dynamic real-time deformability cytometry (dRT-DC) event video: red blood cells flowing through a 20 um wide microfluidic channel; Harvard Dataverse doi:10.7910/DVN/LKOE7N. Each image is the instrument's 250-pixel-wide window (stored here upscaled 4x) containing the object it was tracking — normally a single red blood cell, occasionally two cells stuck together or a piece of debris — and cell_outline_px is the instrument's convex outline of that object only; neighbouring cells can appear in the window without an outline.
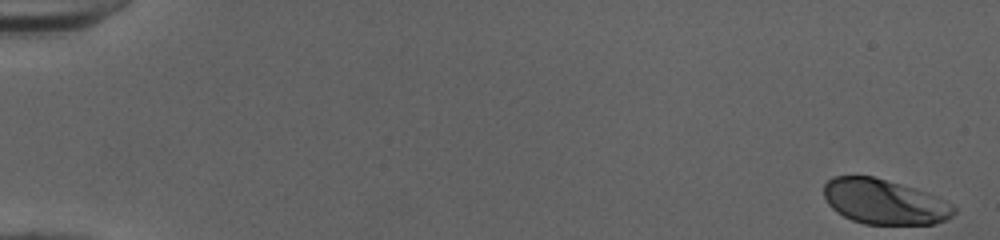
{"species": "human", "species_latin": "Homo sapiens", "temperature_condition": "cold", "stored_images_in_passage": 52, "camera_frame_rate_fps": 3000, "um_per_image_px": 0.085, "donor": {"sex": "female"}, "frame": {"image": 1, "passage_image": 1, "time_ms": 0.0, "image_size_px": [1000, 240], "cell_outline_px": [[956, 212], [952, 216], [944, 220], [932, 224], [864, 224], [852, 220], [836, 212], [828, 204], [824, 196], [824, 184], [832, 176], [872, 176], [916, 188], [928, 192], [956, 204]], "centroid_in_image_um": [75.2, 17.14], "position_along_channel_um": 9.8, "area_um2": 34.45}}
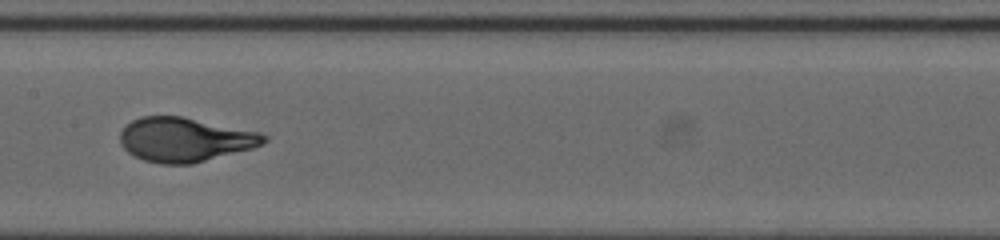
{"frame": {"image": 2, "passage_image": 28, "time_ms": 9.0, "image_size_px": [1000, 240], "cell_outline_px": [[268, 140], [264, 144], [252, 148], [192, 164], [160, 164], [144, 160], [128, 152], [120, 144], [120, 132], [132, 120], [140, 116], [180, 116], [260, 132], [268, 136]], "centroid_in_image_um": [15.72, 11.87], "position_along_channel_um": 191.7, "area_um2": 36.93}}
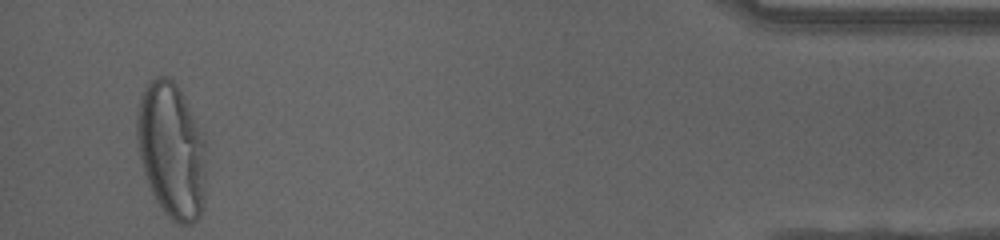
{"frame": {"image": 3, "passage_image": 50, "time_ms": 16.333, "image_size_px": [1000, 240], "cell_outline_px": [[204, 200], [200, 216], [192, 224], [176, 224], [160, 208], [144, 176], [136, 140], [136, 116], [140, 96], [144, 88], [156, 76], [168, 76], [176, 84], [204, 140]], "centroid_in_image_um": [14.53, 12.82], "position_along_channel_um": 420.7, "area_um2": 54.22}, "authors_computed_cell_mechanics": {"area_um2": 36.2406, "velocity_mm_per_s": 4.0, "shape_relaxation_time_tau1_ms": 3.9207, "shape_relaxation_time_tau2_ms": null, "deformation_change_tau1": 0.2192, "deformation_change_tau2": null}}